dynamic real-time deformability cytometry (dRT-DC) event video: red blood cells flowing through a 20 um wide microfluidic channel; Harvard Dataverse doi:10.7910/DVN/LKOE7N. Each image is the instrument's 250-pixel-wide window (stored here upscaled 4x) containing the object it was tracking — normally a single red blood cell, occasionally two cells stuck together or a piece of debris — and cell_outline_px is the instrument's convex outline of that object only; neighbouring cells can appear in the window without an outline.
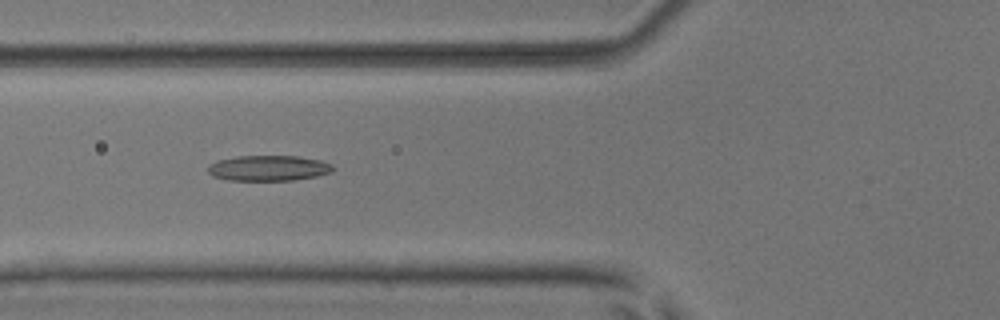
{"species": "common noctule bat (a hibernating species)", "species_latin": "Nyctalus noctula", "temperature_condition": "room temperature", "stored_images_in_passage": 50, "camera_frame_rate_fps": 3000, "um_per_image_px": 0.085, "animal": {"sex": "male", "body_mass_g": 17.9, "forearm_length_mm": 54.2}, "frame": {"image": 1, "passage_image": 17, "time_ms": 5.333, "image_size_px": [1000, 320], "cell_outline_px": [[336, 168], [332, 172], [316, 176], [292, 180], [228, 180], [212, 176], [208, 172], [208, 164], [216, 160], [236, 156], [296, 156], [320, 160], [332, 164]], "centroid_in_image_um": [22.81, 14.28], "position_along_channel_um": 103.0, "area_um2": 18.67}}
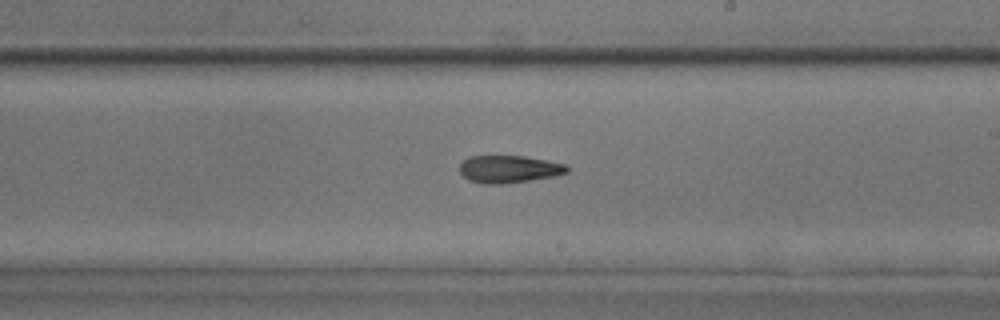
{"frame": {"image": 2, "passage_image": 28, "time_ms": 9.0, "image_size_px": [1000, 320], "cell_outline_px": [[568, 172], [556, 176], [504, 184], [480, 184], [468, 180], [460, 172], [460, 164], [468, 156], [524, 156], [564, 164], [568, 168]], "centroid_in_image_um": [43.23, 14.38], "position_along_channel_um": 245.8, "area_um2": 17.17}}
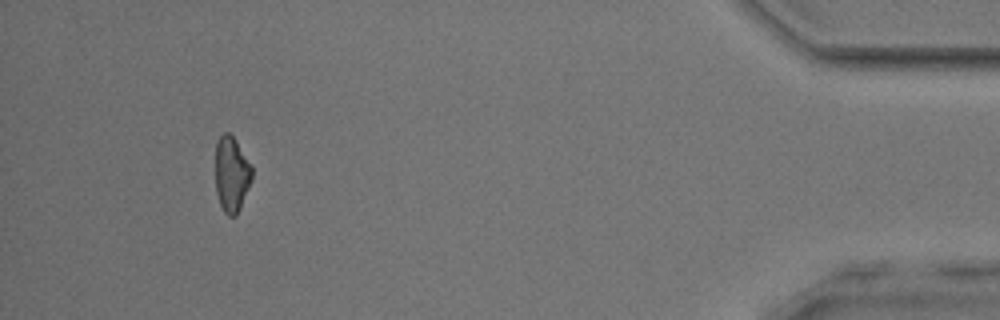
{"frame": {"image": 3, "passage_image": 46, "time_ms": 15.0, "image_size_px": [1000, 320], "cell_outline_px": [[252, 180], [240, 208], [236, 216], [228, 216], [224, 212], [220, 204], [216, 192], [216, 140], [224, 132], [228, 132], [236, 140], [252, 164]], "centroid_in_image_um": [19.7, 14.79], "position_along_channel_um": 415.5, "area_um2": 16.24}, "authors_computed_cell_mechanics": {"area_um2": 17.4556, "velocity_mm_per_s": 3.91, "shape_relaxation_time_tau1_ms": null, "shape_relaxation_time_tau2_ms": 5.4464, "deformation_change_tau1": null, "deformation_change_tau2": 0.1667}}